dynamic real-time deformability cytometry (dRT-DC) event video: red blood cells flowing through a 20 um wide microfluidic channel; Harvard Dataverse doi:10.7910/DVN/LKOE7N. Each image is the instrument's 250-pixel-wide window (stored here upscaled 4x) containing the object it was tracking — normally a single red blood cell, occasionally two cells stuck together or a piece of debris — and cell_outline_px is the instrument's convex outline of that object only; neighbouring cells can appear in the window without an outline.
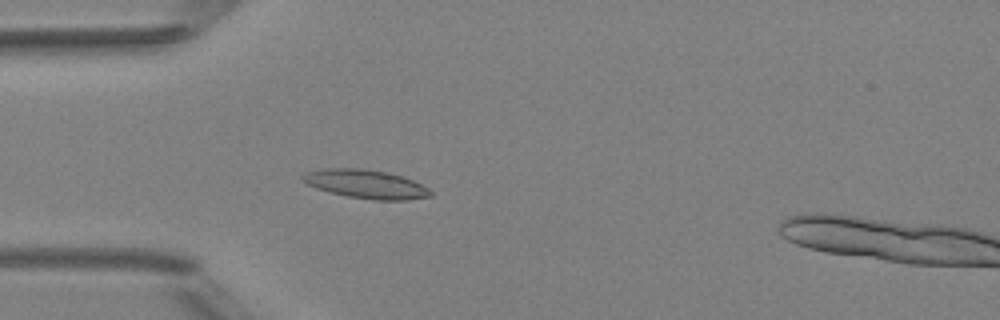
{"species": "Egyptian fruit bat (a non-hibernating species)", "species_latin": "Rousettus aegyptiacus", "temperature_condition": "room temperature", "stored_images_in_passage": 4, "camera_frame_rate_fps": 3000, "um_per_image_px": 0.085, "animal": {"sex": "female"}, "frame": {"image": 1, "passage_image": 3, "time_ms": 3.0, "image_size_px": [1000, 320], "cell_outline_px": [[432, 196], [408, 200], [372, 200], [348, 196], [328, 192], [316, 188], [300, 180], [300, 176], [308, 172], [320, 168], [364, 168], [388, 172], [404, 176], [428, 188], [432, 192]], "centroid_in_image_um": [31.09, 15.64], "position_along_channel_um": 53.9, "area_um2": 21.62}}